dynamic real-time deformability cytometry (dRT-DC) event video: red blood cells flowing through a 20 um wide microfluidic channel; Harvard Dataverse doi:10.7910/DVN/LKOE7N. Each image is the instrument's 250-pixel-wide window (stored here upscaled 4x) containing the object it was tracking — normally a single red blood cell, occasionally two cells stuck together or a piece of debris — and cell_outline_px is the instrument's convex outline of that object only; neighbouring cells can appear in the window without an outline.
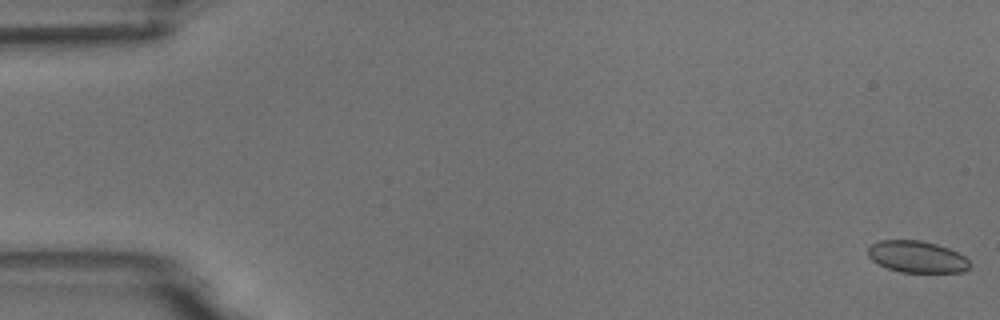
{"species": "common noctule bat (a hibernating species)", "species_latin": "Nyctalus noctula", "temperature_condition": "room temperature", "stored_images_in_passage": 5, "camera_frame_rate_fps": 3000, "um_per_image_px": 0.085, "animal": {"sex": "male", "body_mass_g": 18.8}, "frame": {"image": 1, "passage_image": 1, "time_ms": 0.0, "image_size_px": [1000, 320], "cell_outline_px": [[972, 264], [964, 272], [900, 272], [888, 268], [872, 260], [868, 256], [868, 248], [872, 244], [880, 240], [920, 240], [936, 244], [948, 248], [964, 256]], "centroid_in_image_um": [77.95, 21.83], "position_along_channel_um": 7.1, "area_um2": 18.73}}
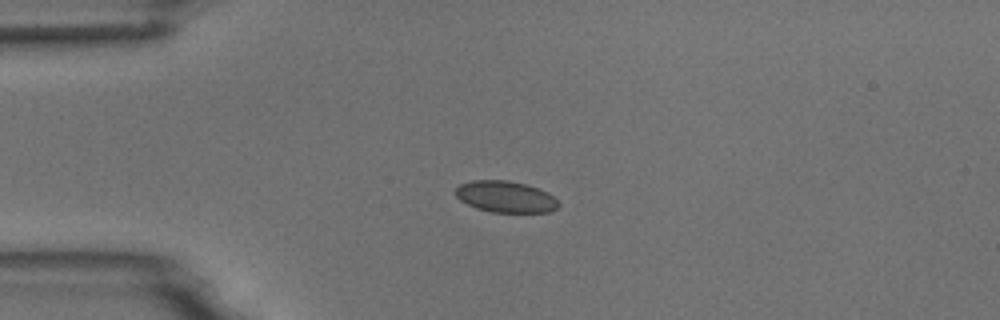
{"frame": {"image": 2, "passage_image": 4, "time_ms": 4.333, "image_size_px": [1000, 320], "cell_outline_px": [[560, 204], [556, 208], [548, 212], [492, 212], [476, 208], [460, 200], [452, 192], [460, 184], [472, 180], [508, 180], [524, 184], [548, 192]], "centroid_in_image_um": [42.93, 16.72], "position_along_channel_um": 42.1, "area_um2": 18.79}}